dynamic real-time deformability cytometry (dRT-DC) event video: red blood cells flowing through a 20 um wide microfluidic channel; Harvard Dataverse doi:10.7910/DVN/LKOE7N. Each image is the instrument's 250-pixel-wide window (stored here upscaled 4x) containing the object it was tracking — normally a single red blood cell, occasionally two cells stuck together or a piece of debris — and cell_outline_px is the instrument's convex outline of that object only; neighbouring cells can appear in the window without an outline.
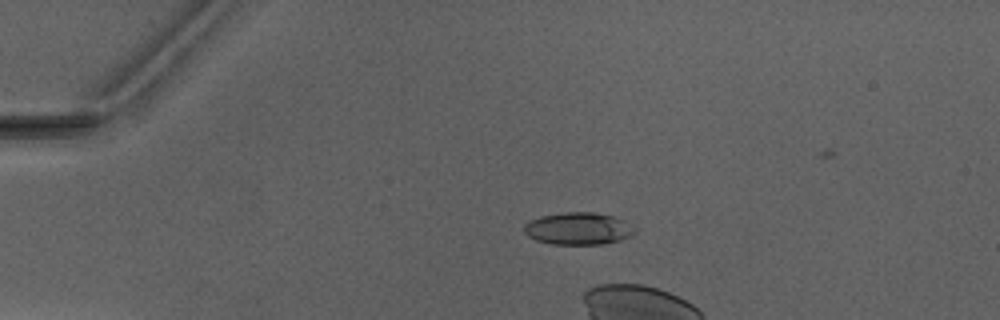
{"species": "Egyptian fruit bat (a non-hibernating species)", "species_latin": "Rousettus aegyptiacus", "temperature_condition": "warm", "stored_images_in_passage": 6, "camera_frame_rate_fps": 3000, "um_per_image_px": 0.085, "animal": {"sex": "male"}, "frame": {"image": 1, "passage_image": 4, "time_ms": 3.667, "image_size_px": [1000, 320], "cell_outline_px": [[640, 228], [636, 232], [620, 240], [604, 244], [552, 244], [536, 240], [528, 236], [524, 232], [524, 224], [540, 216], [564, 212], [596, 212], [616, 216], [636, 224]], "centroid_in_image_um": [49.25, 19.41], "position_along_channel_um": 35.7, "area_um2": 21.27}}